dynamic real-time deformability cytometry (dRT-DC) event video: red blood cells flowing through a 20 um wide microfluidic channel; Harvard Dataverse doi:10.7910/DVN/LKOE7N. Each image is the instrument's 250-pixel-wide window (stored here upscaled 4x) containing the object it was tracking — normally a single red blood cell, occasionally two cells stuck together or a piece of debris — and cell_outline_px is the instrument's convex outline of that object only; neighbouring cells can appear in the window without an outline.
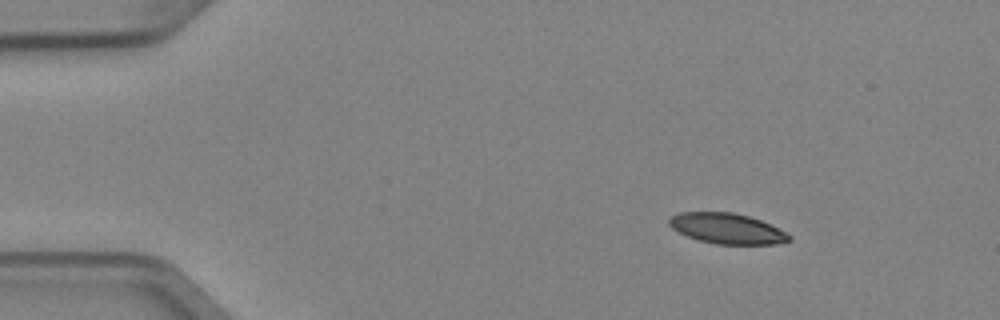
{"species": "Egyptian fruit bat (a non-hibernating species)", "species_latin": "Rousettus aegyptiacus", "temperature_condition": "cold", "stored_images_in_passage": 4, "camera_frame_rate_fps": 3000, "um_per_image_px": 0.085, "animal": {"sex": "female"}, "frame": {"image": 1, "passage_image": 2, "time_ms": 0.333, "image_size_px": [1000, 320], "cell_outline_px": [[792, 240], [776, 244], [716, 244], [700, 240], [688, 236], [672, 228], [668, 224], [668, 216], [680, 212], [732, 212], [748, 216], [760, 220], [788, 232], [792, 236]], "centroid_in_image_um": [61.81, 19.42], "position_along_channel_um": 23.2, "area_um2": 21.39}}